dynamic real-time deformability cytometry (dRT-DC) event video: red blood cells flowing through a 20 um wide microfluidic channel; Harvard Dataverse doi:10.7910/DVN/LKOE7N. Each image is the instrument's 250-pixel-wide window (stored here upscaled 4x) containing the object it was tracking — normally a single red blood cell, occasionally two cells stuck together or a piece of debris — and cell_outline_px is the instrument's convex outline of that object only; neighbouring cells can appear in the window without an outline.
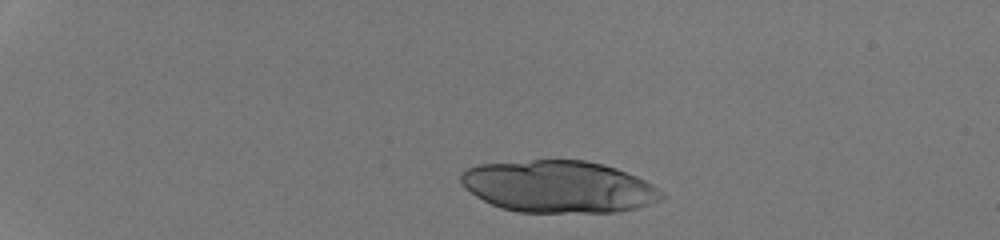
{"species": "human", "species_latin": "Homo sapiens", "temperature_condition": "room temperature", "stored_images_in_passage": 20, "camera_frame_rate_fps": 3000, "um_per_image_px": 0.085, "donor": {"sex": "male"}, "frame": {"image": 1, "passage_image": 1, "time_ms": 0.0, "image_size_px": [1000, 240], "cell_outline_px": [[664, 196], [648, 204], [636, 208], [616, 212], [520, 212], [500, 208], [476, 196], [460, 180], [460, 172], [476, 164], [532, 160], [584, 160], [616, 168], [636, 176], [652, 184]], "centroid_in_image_um": [47.44, 15.86], "position_along_channel_um": 37.6, "area_um2": 60.34}}
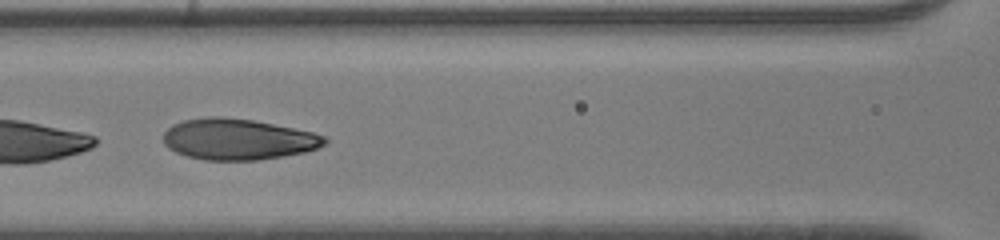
{"frame": {"image": 2, "passage_image": 16, "time_ms": 5.0, "image_size_px": [1000, 240], "cell_outline_px": [[328, 140], [324, 144], [316, 148], [304, 152], [256, 160], [204, 160], [188, 156], [176, 152], [168, 148], [164, 144], [164, 132], [172, 124], [184, 120], [208, 116], [224, 116], [252, 120], [312, 132], [324, 136]], "centroid_in_image_um": [20.18, 11.83], "position_along_channel_um": 146.4, "area_um2": 38.32}}